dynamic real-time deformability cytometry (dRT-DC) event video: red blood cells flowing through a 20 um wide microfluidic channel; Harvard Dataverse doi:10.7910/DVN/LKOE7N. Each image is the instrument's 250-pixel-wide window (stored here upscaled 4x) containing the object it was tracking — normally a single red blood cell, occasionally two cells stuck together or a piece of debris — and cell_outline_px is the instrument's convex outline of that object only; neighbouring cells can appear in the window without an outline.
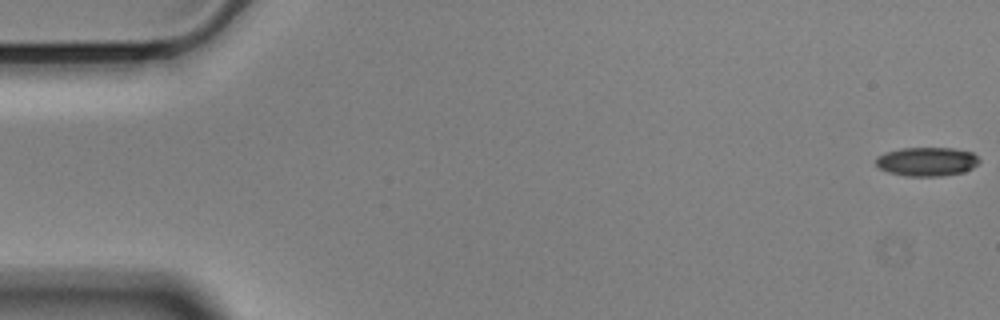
{"species": "Egyptian fruit bat (a non-hibernating species)", "species_latin": "Rousettus aegyptiacus", "temperature_condition": "cold", "stored_images_in_passage": 57, "camera_frame_rate_fps": 3000, "um_per_image_px": 0.085, "animal": {"sex": "male"}, "frame": {"image": 1, "passage_image": 1, "time_ms": 0.0, "image_size_px": [1000, 320], "cell_outline_px": [[980, 160], [972, 168], [964, 172], [940, 176], [904, 176], [888, 172], [880, 168], [876, 164], [876, 156], [884, 152], [900, 148], [952, 148], [972, 152]], "centroid_in_image_um": [78.75, 13.73], "position_along_channel_um": 6.3, "area_um2": 17.46}}
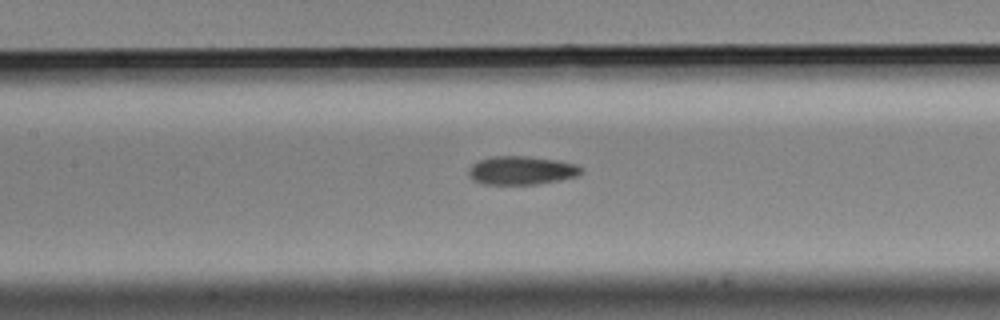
{"frame": {"image": 2, "passage_image": 26, "time_ms": 8.333, "image_size_px": [1000, 320], "cell_outline_px": [[584, 172], [576, 176], [560, 180], [536, 184], [480, 184], [472, 180], [468, 176], [468, 168], [472, 164], [480, 160], [492, 156], [528, 156], [556, 160], [576, 164], [584, 168]], "centroid_in_image_um": [44.31, 14.49], "position_along_channel_um": 163.1, "area_um2": 18.9}}
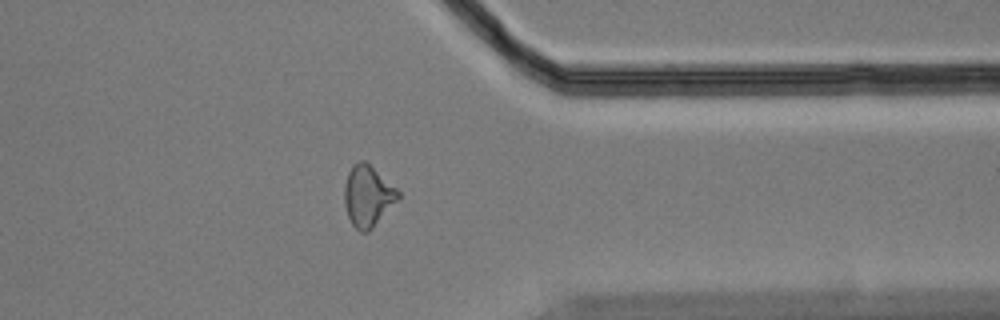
{"frame": {"image": 3, "passage_image": 45, "time_ms": 14.667, "image_size_px": [1000, 320], "cell_outline_px": [[400, 196], [372, 228], [368, 232], [360, 232], [352, 224], [348, 216], [344, 204], [344, 184], [348, 172], [352, 164], [360, 160], [364, 160], [396, 188], [400, 192]], "centroid_in_image_um": [31.22, 16.65], "position_along_channel_um": 380.2, "area_um2": 18.84}, "authors_computed_cell_mechanics": {"area_um2": 18.4382, "velocity_mm_per_s": 3.5565, "shape_relaxation_time_tau1_ms": null, "shape_relaxation_time_tau2_ms": 3.2425, "deformation_change_tau1": null, "deformation_change_tau2": 0.1051}}